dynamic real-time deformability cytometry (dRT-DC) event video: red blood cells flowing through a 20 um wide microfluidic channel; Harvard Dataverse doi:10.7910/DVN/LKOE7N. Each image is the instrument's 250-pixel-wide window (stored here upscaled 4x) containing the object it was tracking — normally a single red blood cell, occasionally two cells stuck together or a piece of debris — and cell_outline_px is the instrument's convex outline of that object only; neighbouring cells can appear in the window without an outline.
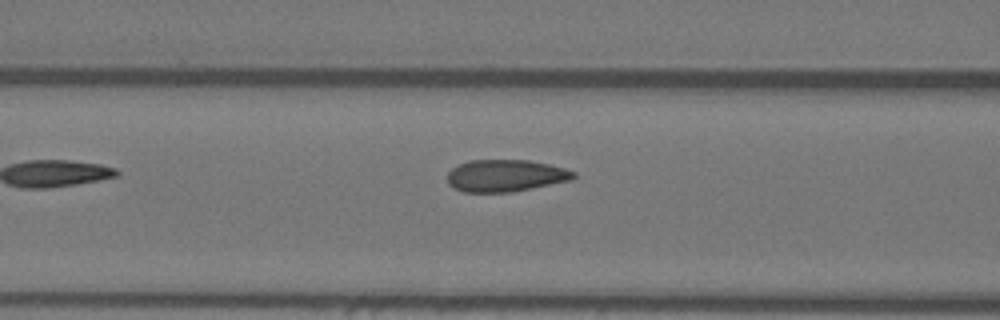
{"species": "Egyptian fruit bat (a non-hibernating species)", "species_latin": "Rousettus aegyptiacus", "temperature_condition": "warm", "stored_images_in_passage": 4, "camera_frame_rate_fps": 3000, "um_per_image_px": 0.085, "animal": {"sex": "female"}, "frame": {"image": 1, "passage_image": 4, "time_ms": 1.0, "image_size_px": [1000, 320], "cell_outline_px": [[576, 176], [572, 180], [512, 192], [464, 192], [452, 188], [448, 184], [448, 172], [452, 168], [468, 160], [528, 160], [548, 164], [564, 168], [576, 172]], "centroid_in_image_um": [42.96, 14.93], "position_along_channel_um": 123.6, "area_um2": 23.64}}